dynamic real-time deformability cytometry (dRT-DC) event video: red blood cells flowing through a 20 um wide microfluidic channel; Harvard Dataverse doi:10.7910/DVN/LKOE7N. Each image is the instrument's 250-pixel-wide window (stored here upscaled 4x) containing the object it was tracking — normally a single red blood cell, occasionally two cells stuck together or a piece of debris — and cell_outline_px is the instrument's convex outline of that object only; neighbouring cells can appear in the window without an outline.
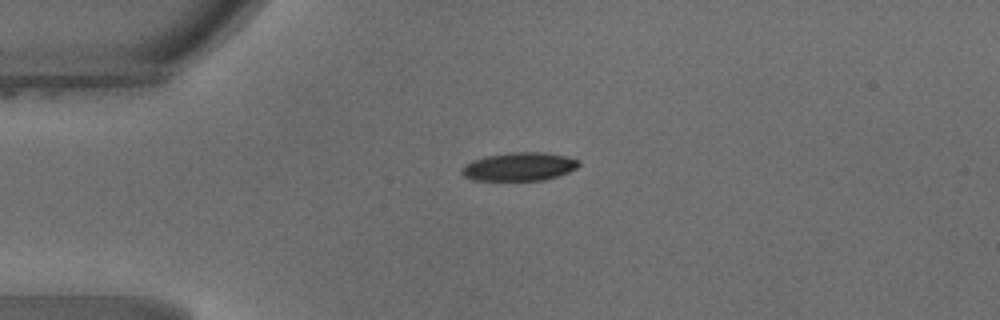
{"species": "common noctule bat (a hibernating species)", "species_latin": "Nyctalus noctula", "temperature_condition": "warm", "stored_images_in_passage": 37, "camera_frame_rate_fps": 3000, "um_per_image_px": 0.085, "animal": {"sex": "male", "body_mass_g": 18.8}, "frame": {"image": 1, "passage_image": 1, "time_ms": 0.0, "image_size_px": [1000, 320], "cell_outline_px": [[580, 164], [576, 168], [568, 172], [544, 180], [472, 180], [464, 176], [460, 172], [464, 164], [472, 160], [484, 156], [512, 152], [540, 152], [564, 156], [580, 160]], "centroid_in_image_um": [44.09, 14.16], "position_along_channel_um": 40.9, "area_um2": 19.31}}
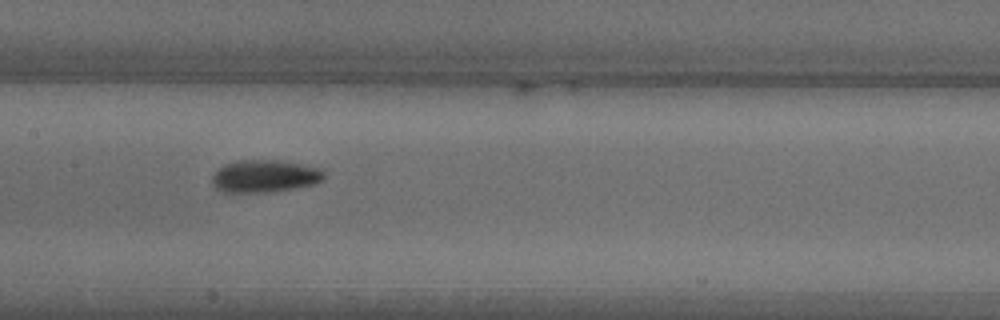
{"frame": {"image": 2, "passage_image": 13, "time_ms": 4.0, "image_size_px": [1000, 320], "cell_outline_px": [[324, 180], [312, 184], [296, 188], [268, 192], [224, 192], [216, 188], [212, 184], [212, 176], [224, 164], [236, 160], [280, 160], [320, 168], [324, 172]], "centroid_in_image_um": [22.5, 14.97], "position_along_channel_um": 184.9, "area_um2": 21.15}}
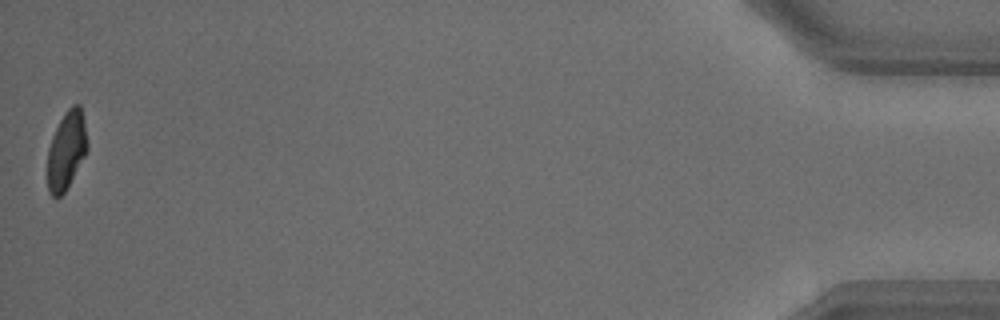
{"frame": {"image": 3, "passage_image": 37, "time_ms": 12.0, "image_size_px": [1000, 320], "cell_outline_px": [[88, 152], [64, 192], [60, 196], [52, 196], [48, 192], [48, 148], [52, 136], [64, 112], [72, 104], [80, 104], [84, 120], [88, 144]], "centroid_in_image_um": [5.67, 12.75], "position_along_channel_um": 429.5, "area_um2": 18.21}, "authors_computed_cell_mechanics": {"area_um2": 19.8832, "velocity_mm_per_s": 4.2263, "shape_relaxation_time_tau1_ms": 3.6501, "shape_relaxation_time_tau2_ms": 3.2145, "deformation_change_tau1": 0.1439, "deformation_change_tau2": 0.0809}}